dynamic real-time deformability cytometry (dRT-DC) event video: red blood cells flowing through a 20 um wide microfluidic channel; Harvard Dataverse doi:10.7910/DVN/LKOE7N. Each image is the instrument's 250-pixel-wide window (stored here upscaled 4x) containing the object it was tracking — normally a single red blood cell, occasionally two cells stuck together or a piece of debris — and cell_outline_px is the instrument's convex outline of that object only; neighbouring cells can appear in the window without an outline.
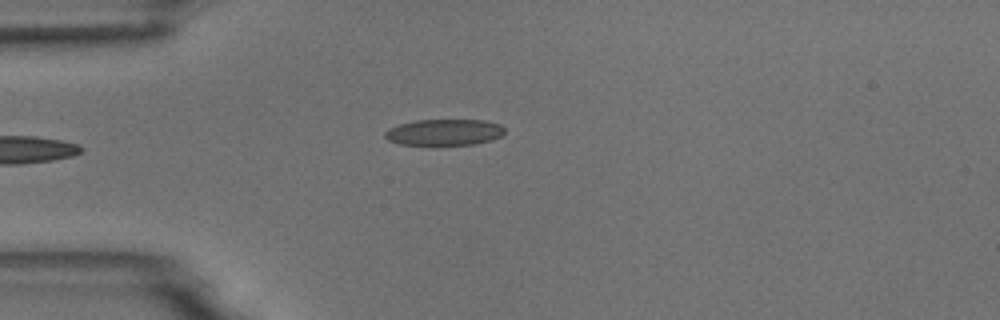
{"species": "common noctule bat (a hibernating species)", "species_latin": "Nyctalus noctula", "temperature_condition": "room temperature", "stored_images_in_passage": 3, "camera_frame_rate_fps": 3000, "um_per_image_px": 0.085, "animal": {"sex": "male", "body_mass_g": 18.8}, "frame": {"image": 1, "passage_image": 3, "time_ms": 2.333, "image_size_px": [1000, 320], "cell_outline_px": [[504, 132], [500, 136], [492, 140], [476, 144], [400, 144], [388, 140], [384, 136], [384, 132], [388, 128], [400, 124], [416, 120], [484, 120], [500, 124], [504, 128]], "centroid_in_image_um": [37.76, 11.23], "position_along_channel_um": 47.2, "area_um2": 18.15}}